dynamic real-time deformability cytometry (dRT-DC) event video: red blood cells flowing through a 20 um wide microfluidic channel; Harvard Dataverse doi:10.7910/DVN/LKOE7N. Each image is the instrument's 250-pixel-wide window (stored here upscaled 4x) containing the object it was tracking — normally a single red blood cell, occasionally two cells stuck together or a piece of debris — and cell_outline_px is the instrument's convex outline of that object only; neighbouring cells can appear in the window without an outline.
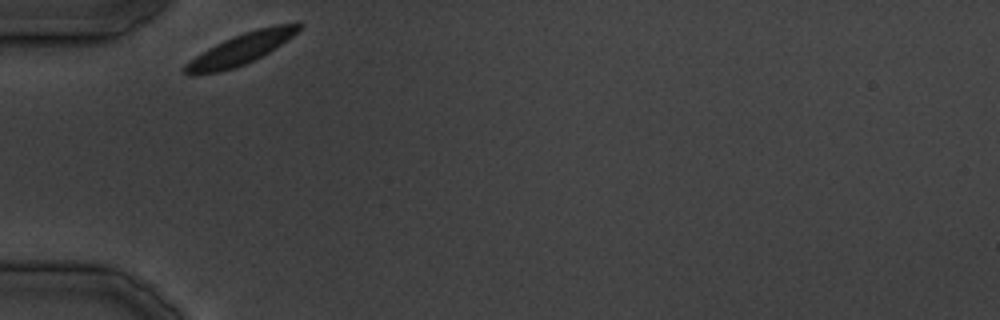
{"species": "common noctule bat (a hibernating species)", "species_latin": "Nyctalus noctula", "temperature_condition": "cold", "stored_images_in_passage": 9, "camera_frame_rate_fps": 3000, "um_per_image_px": 0.085, "animal": {"sex": "male", "body_mass_g": 19.5, "forearm_length_mm": 54.6}, "frame": {"image": 1, "passage_image": 1, "time_ms": 0.0, "image_size_px": [1000, 320], "cell_outline_px": [[304, 24], [292, 36], [276, 48], [244, 64], [220, 72], [192, 76], [184, 72], [184, 64], [208, 48], [232, 36], [244, 32], [276, 24], [296, 20]], "centroid_in_image_um": [20.5, 4.14], "position_along_channel_um": 64.5, "area_um2": 20.58}}